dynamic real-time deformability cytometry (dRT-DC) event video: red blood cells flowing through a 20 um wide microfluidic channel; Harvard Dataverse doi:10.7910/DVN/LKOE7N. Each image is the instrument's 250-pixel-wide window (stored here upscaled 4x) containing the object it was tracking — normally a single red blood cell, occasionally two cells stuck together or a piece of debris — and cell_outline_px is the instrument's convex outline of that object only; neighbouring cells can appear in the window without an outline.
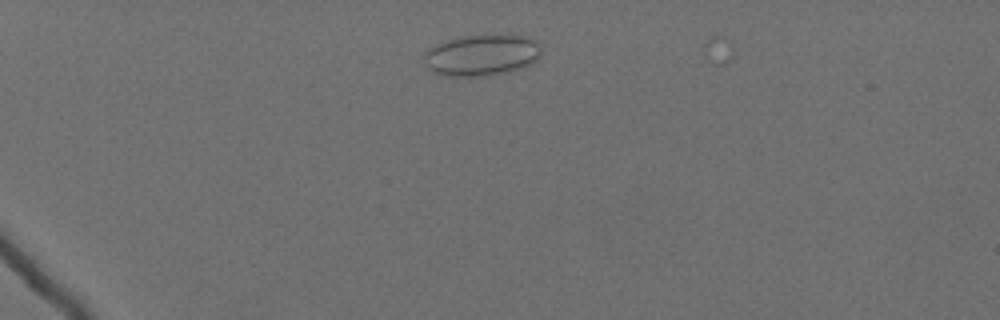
{"species": "Egyptian fruit bat (a non-hibernating species)", "species_latin": "Rousettus aegyptiacus", "temperature_condition": "cold", "stored_images_in_passage": 46, "camera_frame_rate_fps": 3000, "um_per_image_px": 0.085, "animal": {"sex": "female"}, "frame": {"image": 1, "passage_image": 3, "time_ms": 0.667, "image_size_px": [1000, 320], "cell_outline_px": [[540, 56], [536, 60], [520, 68], [504, 72], [480, 76], [448, 76], [436, 72], [428, 68], [424, 56], [424, 52], [428, 48], [436, 44], [448, 40], [464, 36], [524, 36], [536, 40], [540, 48]], "centroid_in_image_um": [40.92, 4.69], "position_along_channel_um": 44.1, "area_um2": 27.51}}
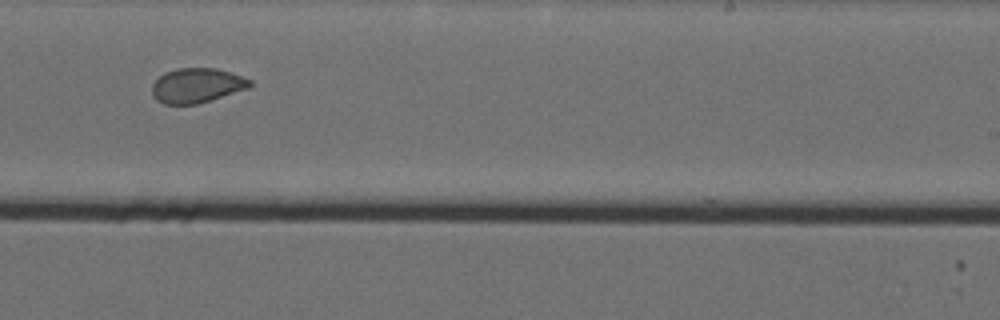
{"frame": {"image": 2, "passage_image": 27, "time_ms": 8.667, "image_size_px": [1000, 320], "cell_outline_px": [[252, 84], [248, 88], [196, 104], [164, 104], [156, 100], [152, 92], [152, 84], [164, 72], [176, 68], [216, 68], [252, 80]], "centroid_in_image_um": [16.69, 7.26], "position_along_channel_um": 272.3, "area_um2": 19.54}}
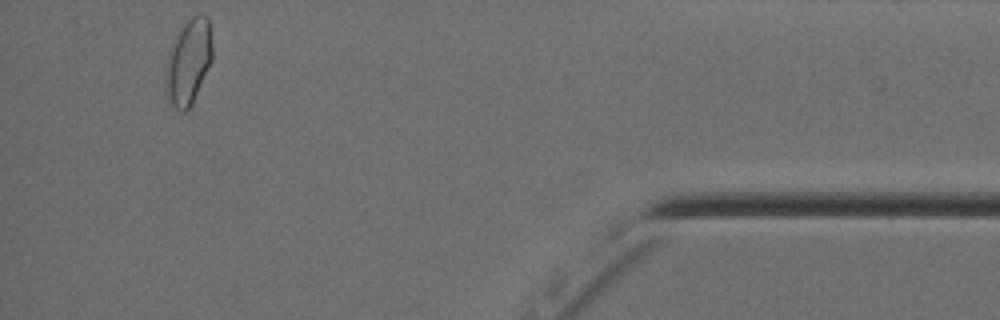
{"frame": {"image": 3, "passage_image": 43, "time_ms": 14.0, "image_size_px": [1000, 320], "cell_outline_px": [[212, 60], [192, 104], [184, 112], [180, 112], [172, 104], [168, 96], [168, 56], [176, 36], [180, 28], [192, 16], [200, 12], [204, 12], [208, 16], [212, 44]], "centroid_in_image_um": [16.09, 5.18], "position_along_channel_um": 419.1, "area_um2": 22.54}, "authors_computed_cell_mechanics": {"area_um2": 20.9525, "velocity_mm_per_s": 3.5625, "shape_relaxation_time_tau1_ms": 10.615, "shape_relaxation_time_tau2_ms": 1.2845, "deformation_change_tau1": 0.1153, "deformation_change_tau2": 0.0388}}